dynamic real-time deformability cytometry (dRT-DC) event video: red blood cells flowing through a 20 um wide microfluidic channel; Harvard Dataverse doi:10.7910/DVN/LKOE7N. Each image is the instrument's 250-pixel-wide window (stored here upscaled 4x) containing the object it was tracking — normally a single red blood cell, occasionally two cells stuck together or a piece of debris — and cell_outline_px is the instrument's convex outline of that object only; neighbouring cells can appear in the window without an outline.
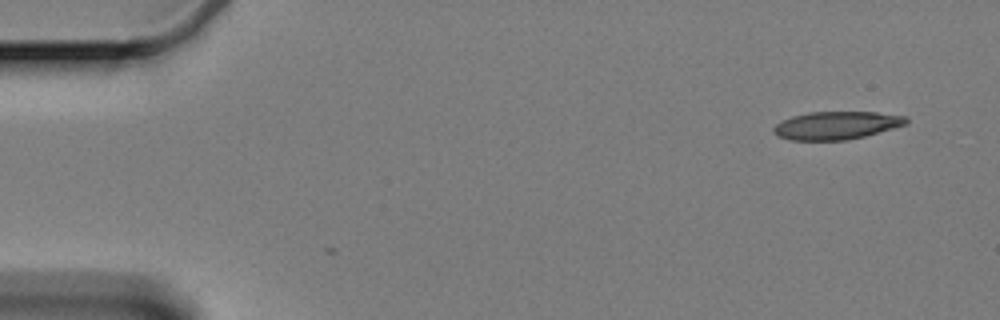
{"species": "Egyptian fruit bat (a non-hibernating species)", "species_latin": "Rousettus aegyptiacus", "temperature_condition": "cold", "stored_images_in_passage": 2, "camera_frame_rate_fps": 3000, "um_per_image_px": 0.085, "animal": {"sex": "female"}, "frame": {"image": 1, "passage_image": 1, "time_ms": 0.0, "image_size_px": [1000, 320], "cell_outline_px": [[908, 124], [864, 136], [844, 140], [792, 140], [776, 136], [772, 132], [772, 128], [776, 124], [792, 116], [808, 112], [876, 112], [908, 116]], "centroid_in_image_um": [71.1, 10.65], "position_along_channel_um": 13.9, "area_um2": 21.62}}